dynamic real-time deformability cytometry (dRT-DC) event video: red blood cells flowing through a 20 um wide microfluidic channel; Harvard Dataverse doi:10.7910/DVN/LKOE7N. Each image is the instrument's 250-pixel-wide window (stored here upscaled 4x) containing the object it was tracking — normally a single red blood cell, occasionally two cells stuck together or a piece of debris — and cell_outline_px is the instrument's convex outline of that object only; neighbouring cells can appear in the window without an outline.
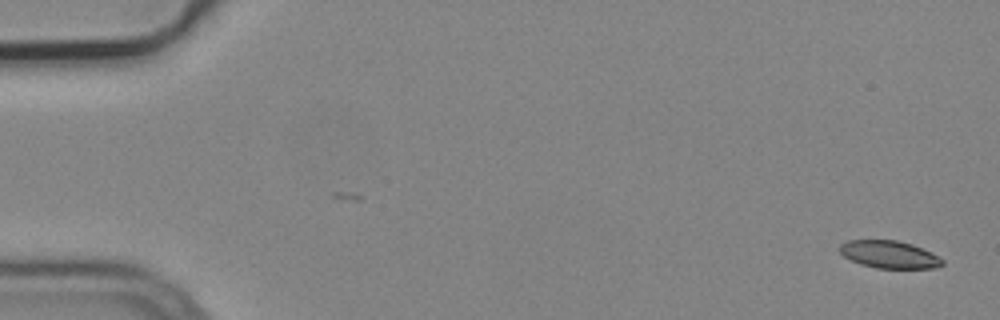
{"species": "common noctule bat (a hibernating species)", "species_latin": "Nyctalus noctula", "temperature_condition": "cold", "stored_images_in_passage": 6, "camera_frame_rate_fps": 3000, "um_per_image_px": 0.085, "animal": {"sex": "male", "body_mass_g": 19.2, "forearm_length_mm": 51.8}, "frame": {"image": 1, "passage_image": 1, "time_ms": 0.0, "image_size_px": [1000, 320], "cell_outline_px": [[944, 264], [936, 268], [876, 268], [860, 264], [844, 256], [840, 252], [840, 244], [848, 240], [896, 240], [912, 244], [932, 252], [944, 260]], "centroid_in_image_um": [75.61, 21.63], "position_along_channel_um": 9.4, "area_um2": 16.47}}
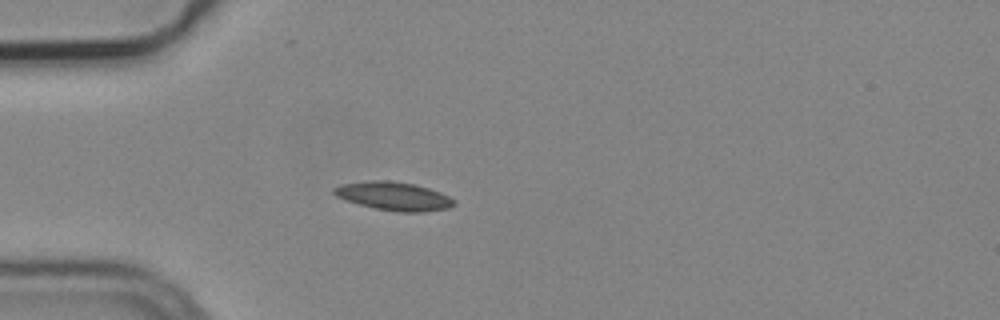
{"frame": {"image": 2, "passage_image": 5, "time_ms": 1.333, "image_size_px": [1000, 320], "cell_outline_px": [[456, 204], [448, 208], [424, 212], [396, 212], [376, 208], [344, 200], [336, 196], [332, 192], [332, 188], [344, 184], [372, 180], [388, 180], [416, 184], [440, 192], [456, 200]], "centroid_in_image_um": [33.49, 16.67], "position_along_channel_um": 51.5, "area_um2": 19.94}}